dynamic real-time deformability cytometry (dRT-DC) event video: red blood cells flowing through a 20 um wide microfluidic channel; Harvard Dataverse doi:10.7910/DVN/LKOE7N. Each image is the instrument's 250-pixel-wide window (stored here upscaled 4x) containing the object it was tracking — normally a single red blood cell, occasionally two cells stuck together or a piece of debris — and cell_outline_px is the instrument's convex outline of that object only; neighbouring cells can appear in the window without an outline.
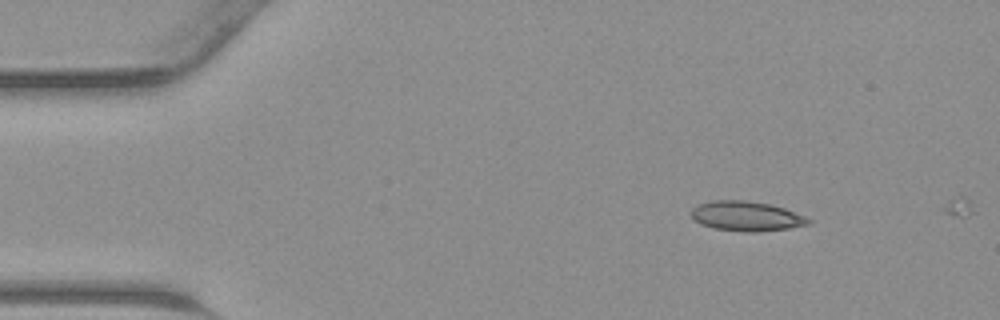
{"species": "common noctule bat (a hibernating species)", "species_latin": "Nyctalus noctula", "temperature_condition": "warm", "stored_images_in_passage": 3, "camera_frame_rate_fps": 3000, "um_per_image_px": 0.085, "animal": {"sex": "male", "body_mass_g": 23.1, "forearm_length_mm": 52.7}, "frame": {"image": 1, "passage_image": 1, "time_ms": 0.0, "image_size_px": [1000, 320], "cell_outline_px": [[812, 224], [788, 228], [760, 232], [744, 232], [712, 228], [700, 224], [692, 220], [688, 212], [696, 204], [712, 200], [744, 200], [768, 204], [784, 208], [804, 216], [812, 220]], "centroid_in_image_um": [63.37, 18.38], "position_along_channel_um": 21.6, "area_um2": 20.69}}